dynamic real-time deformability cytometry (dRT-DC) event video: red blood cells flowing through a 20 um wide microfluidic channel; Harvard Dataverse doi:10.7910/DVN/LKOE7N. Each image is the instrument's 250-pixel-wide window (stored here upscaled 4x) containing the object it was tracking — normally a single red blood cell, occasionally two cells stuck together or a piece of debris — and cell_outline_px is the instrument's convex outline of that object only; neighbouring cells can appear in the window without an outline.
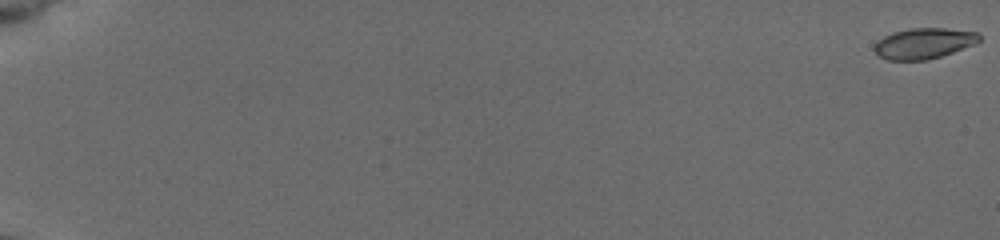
{"species": "common noctule bat (a hibernating species)", "species_latin": "Nyctalus noctula", "temperature_condition": "cold", "stored_images_in_passage": 95, "camera_frame_rate_fps": 3000, "um_per_image_px": 0.085, "animal": {"sex": "female", "body_mass_g": 19.5, "forearm_length_mm": 54.1}, "frame": {"image": 1, "passage_image": 1, "time_ms": 0.0, "image_size_px": [1000, 240], "cell_outline_px": [[980, 40], [976, 44], [940, 56], [924, 60], [888, 60], [876, 56], [872, 48], [872, 44], [876, 40], [892, 32], [908, 28], [944, 28], [980, 32]], "centroid_in_image_um": [78.46, 3.68], "position_along_channel_um": 6.5, "area_um2": 19.13}}
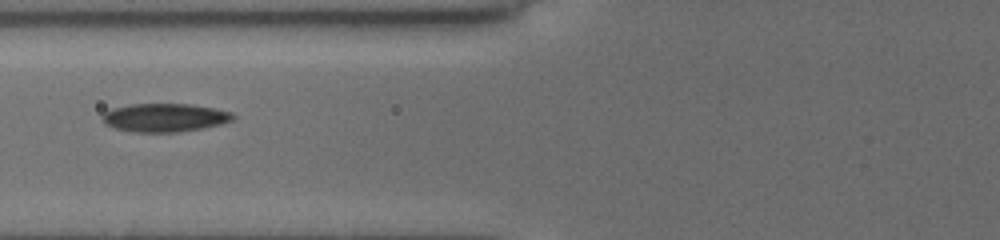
{"frame": {"image": 2, "passage_image": 55, "time_ms": 8.667, "image_size_px": [1000, 240], "cell_outline_px": [[236, 116], [232, 120], [220, 124], [180, 132], [132, 132], [116, 128], [108, 124], [104, 120], [104, 112], [112, 108], [132, 104], [188, 104], [212, 108], [232, 112]], "centroid_in_image_um": [14.02, 9.99], "position_along_channel_um": 111.8, "area_um2": 21.27}}
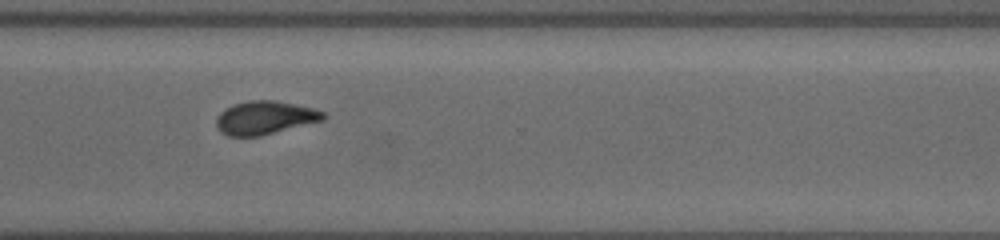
{"frame": {"image": 3, "passage_image": 94, "time_ms": 15.0, "image_size_px": [1000, 240], "cell_outline_px": [[324, 116], [320, 120], [260, 136], [228, 136], [220, 132], [216, 124], [216, 116], [224, 108], [232, 104], [248, 100], [276, 100], [312, 108], [324, 112]], "centroid_in_image_um": [22.42, 9.99], "position_along_channel_um": 348.2, "area_um2": 20.58}}